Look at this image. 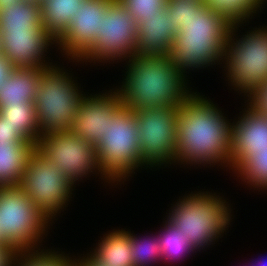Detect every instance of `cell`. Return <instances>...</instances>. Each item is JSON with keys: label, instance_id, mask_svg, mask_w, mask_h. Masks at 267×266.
I'll use <instances>...</instances> for the list:
<instances>
[{"label": "cell", "instance_id": "cell-1", "mask_svg": "<svg viewBox=\"0 0 267 266\" xmlns=\"http://www.w3.org/2000/svg\"><path fill=\"white\" fill-rule=\"evenodd\" d=\"M210 103L190 94L178 107L175 160L231 162L233 127Z\"/></svg>", "mask_w": 267, "mask_h": 266}, {"label": "cell", "instance_id": "cell-2", "mask_svg": "<svg viewBox=\"0 0 267 266\" xmlns=\"http://www.w3.org/2000/svg\"><path fill=\"white\" fill-rule=\"evenodd\" d=\"M124 89L123 105L133 112L143 108L180 107L190 94L184 90L181 73L169 54L132 57Z\"/></svg>", "mask_w": 267, "mask_h": 266}, {"label": "cell", "instance_id": "cell-3", "mask_svg": "<svg viewBox=\"0 0 267 266\" xmlns=\"http://www.w3.org/2000/svg\"><path fill=\"white\" fill-rule=\"evenodd\" d=\"M135 117V112L122 104L110 116L106 133L95 145L101 171L110 179H122L126 173L143 163Z\"/></svg>", "mask_w": 267, "mask_h": 266}, {"label": "cell", "instance_id": "cell-4", "mask_svg": "<svg viewBox=\"0 0 267 266\" xmlns=\"http://www.w3.org/2000/svg\"><path fill=\"white\" fill-rule=\"evenodd\" d=\"M71 79L50 66L38 82L34 98L37 124L43 136L72 129L79 103L83 98L76 92Z\"/></svg>", "mask_w": 267, "mask_h": 266}, {"label": "cell", "instance_id": "cell-5", "mask_svg": "<svg viewBox=\"0 0 267 266\" xmlns=\"http://www.w3.org/2000/svg\"><path fill=\"white\" fill-rule=\"evenodd\" d=\"M46 220L19 186L0 187V229L6 244L20 252L29 251L43 233Z\"/></svg>", "mask_w": 267, "mask_h": 266}, {"label": "cell", "instance_id": "cell-6", "mask_svg": "<svg viewBox=\"0 0 267 266\" xmlns=\"http://www.w3.org/2000/svg\"><path fill=\"white\" fill-rule=\"evenodd\" d=\"M225 202L212 195H196L185 198L172 211L170 222L178 227L186 241L196 249L210 243L229 222ZM174 212V213H173Z\"/></svg>", "mask_w": 267, "mask_h": 266}, {"label": "cell", "instance_id": "cell-7", "mask_svg": "<svg viewBox=\"0 0 267 266\" xmlns=\"http://www.w3.org/2000/svg\"><path fill=\"white\" fill-rule=\"evenodd\" d=\"M72 184L53 162L47 160L35 148L28 157L19 187L50 218V215L61 209L69 197Z\"/></svg>", "mask_w": 267, "mask_h": 266}, {"label": "cell", "instance_id": "cell-8", "mask_svg": "<svg viewBox=\"0 0 267 266\" xmlns=\"http://www.w3.org/2000/svg\"><path fill=\"white\" fill-rule=\"evenodd\" d=\"M177 114L178 107L143 108L135 112L143 163L153 165L175 159Z\"/></svg>", "mask_w": 267, "mask_h": 266}, {"label": "cell", "instance_id": "cell-9", "mask_svg": "<svg viewBox=\"0 0 267 266\" xmlns=\"http://www.w3.org/2000/svg\"><path fill=\"white\" fill-rule=\"evenodd\" d=\"M35 148L47 160L53 162L72 183L95 166L101 170L95 145L71 130L44 135L38 140Z\"/></svg>", "mask_w": 267, "mask_h": 266}, {"label": "cell", "instance_id": "cell-10", "mask_svg": "<svg viewBox=\"0 0 267 266\" xmlns=\"http://www.w3.org/2000/svg\"><path fill=\"white\" fill-rule=\"evenodd\" d=\"M231 33L226 47L231 46L232 49L226 48L224 51V54H228L227 61L230 60L228 69L233 80L231 82L251 95L267 81V31L252 32L238 44L234 43L236 46L230 45Z\"/></svg>", "mask_w": 267, "mask_h": 266}, {"label": "cell", "instance_id": "cell-11", "mask_svg": "<svg viewBox=\"0 0 267 266\" xmlns=\"http://www.w3.org/2000/svg\"><path fill=\"white\" fill-rule=\"evenodd\" d=\"M137 22L119 0H112L101 20L100 33L96 42L82 56L88 58L110 59L120 55L135 53ZM133 52V53H132Z\"/></svg>", "mask_w": 267, "mask_h": 266}, {"label": "cell", "instance_id": "cell-12", "mask_svg": "<svg viewBox=\"0 0 267 266\" xmlns=\"http://www.w3.org/2000/svg\"><path fill=\"white\" fill-rule=\"evenodd\" d=\"M53 39L42 22L31 29L0 30V53L15 69L48 68L40 64V57Z\"/></svg>", "mask_w": 267, "mask_h": 266}, {"label": "cell", "instance_id": "cell-13", "mask_svg": "<svg viewBox=\"0 0 267 266\" xmlns=\"http://www.w3.org/2000/svg\"><path fill=\"white\" fill-rule=\"evenodd\" d=\"M112 0H84L68 29L58 39L63 50L72 57H81L96 42L103 16Z\"/></svg>", "mask_w": 267, "mask_h": 266}, {"label": "cell", "instance_id": "cell-14", "mask_svg": "<svg viewBox=\"0 0 267 266\" xmlns=\"http://www.w3.org/2000/svg\"><path fill=\"white\" fill-rule=\"evenodd\" d=\"M118 92V93H117ZM112 95L92 98L83 97L71 131L85 141L96 145L106 133L108 121L123 104L119 91Z\"/></svg>", "mask_w": 267, "mask_h": 266}, {"label": "cell", "instance_id": "cell-15", "mask_svg": "<svg viewBox=\"0 0 267 266\" xmlns=\"http://www.w3.org/2000/svg\"><path fill=\"white\" fill-rule=\"evenodd\" d=\"M225 47L215 38L198 35H175L170 57L177 69L200 67L224 56Z\"/></svg>", "mask_w": 267, "mask_h": 266}, {"label": "cell", "instance_id": "cell-16", "mask_svg": "<svg viewBox=\"0 0 267 266\" xmlns=\"http://www.w3.org/2000/svg\"><path fill=\"white\" fill-rule=\"evenodd\" d=\"M247 114L232 126L231 163L236 167L243 159L267 148V116L249 108Z\"/></svg>", "mask_w": 267, "mask_h": 266}, {"label": "cell", "instance_id": "cell-17", "mask_svg": "<svg viewBox=\"0 0 267 266\" xmlns=\"http://www.w3.org/2000/svg\"><path fill=\"white\" fill-rule=\"evenodd\" d=\"M178 29L167 16L165 9L158 15L137 23L135 53L140 55H167L173 47Z\"/></svg>", "mask_w": 267, "mask_h": 266}, {"label": "cell", "instance_id": "cell-18", "mask_svg": "<svg viewBox=\"0 0 267 266\" xmlns=\"http://www.w3.org/2000/svg\"><path fill=\"white\" fill-rule=\"evenodd\" d=\"M47 68L14 69L0 88V109L33 102L43 72Z\"/></svg>", "mask_w": 267, "mask_h": 266}, {"label": "cell", "instance_id": "cell-19", "mask_svg": "<svg viewBox=\"0 0 267 266\" xmlns=\"http://www.w3.org/2000/svg\"><path fill=\"white\" fill-rule=\"evenodd\" d=\"M35 144L0 142V187L19 186Z\"/></svg>", "mask_w": 267, "mask_h": 266}, {"label": "cell", "instance_id": "cell-20", "mask_svg": "<svg viewBox=\"0 0 267 266\" xmlns=\"http://www.w3.org/2000/svg\"><path fill=\"white\" fill-rule=\"evenodd\" d=\"M233 24L226 16L205 6L185 24L179 35H198L215 37L225 48Z\"/></svg>", "mask_w": 267, "mask_h": 266}, {"label": "cell", "instance_id": "cell-21", "mask_svg": "<svg viewBox=\"0 0 267 266\" xmlns=\"http://www.w3.org/2000/svg\"><path fill=\"white\" fill-rule=\"evenodd\" d=\"M84 0H42L41 19L44 29L57 41L68 29Z\"/></svg>", "mask_w": 267, "mask_h": 266}, {"label": "cell", "instance_id": "cell-22", "mask_svg": "<svg viewBox=\"0 0 267 266\" xmlns=\"http://www.w3.org/2000/svg\"><path fill=\"white\" fill-rule=\"evenodd\" d=\"M99 245L97 251L93 254L97 261H101L107 266H134L128 232H112Z\"/></svg>", "mask_w": 267, "mask_h": 266}, {"label": "cell", "instance_id": "cell-23", "mask_svg": "<svg viewBox=\"0 0 267 266\" xmlns=\"http://www.w3.org/2000/svg\"><path fill=\"white\" fill-rule=\"evenodd\" d=\"M0 114L25 141L37 144L42 135H39L40 131L38 132L40 128L37 124L34 102L2 107Z\"/></svg>", "mask_w": 267, "mask_h": 266}, {"label": "cell", "instance_id": "cell-24", "mask_svg": "<svg viewBox=\"0 0 267 266\" xmlns=\"http://www.w3.org/2000/svg\"><path fill=\"white\" fill-rule=\"evenodd\" d=\"M42 22L40 3L22 0L0 10V30L31 29Z\"/></svg>", "mask_w": 267, "mask_h": 266}, {"label": "cell", "instance_id": "cell-25", "mask_svg": "<svg viewBox=\"0 0 267 266\" xmlns=\"http://www.w3.org/2000/svg\"><path fill=\"white\" fill-rule=\"evenodd\" d=\"M205 5L215 12L226 16L233 24L244 20L255 8L262 4V0H204Z\"/></svg>", "mask_w": 267, "mask_h": 266}, {"label": "cell", "instance_id": "cell-26", "mask_svg": "<svg viewBox=\"0 0 267 266\" xmlns=\"http://www.w3.org/2000/svg\"><path fill=\"white\" fill-rule=\"evenodd\" d=\"M237 170L245 176L250 183L256 186L267 187V148L256 151V155L243 159Z\"/></svg>", "mask_w": 267, "mask_h": 266}, {"label": "cell", "instance_id": "cell-27", "mask_svg": "<svg viewBox=\"0 0 267 266\" xmlns=\"http://www.w3.org/2000/svg\"><path fill=\"white\" fill-rule=\"evenodd\" d=\"M205 6L204 0H167L165 12L180 32Z\"/></svg>", "mask_w": 267, "mask_h": 266}, {"label": "cell", "instance_id": "cell-28", "mask_svg": "<svg viewBox=\"0 0 267 266\" xmlns=\"http://www.w3.org/2000/svg\"><path fill=\"white\" fill-rule=\"evenodd\" d=\"M165 231L161 237H159V244L162 248V258H174V256L182 255L189 250L195 249L189 241H186L185 235L179 231L178 227L172 224L170 221L168 227H165Z\"/></svg>", "mask_w": 267, "mask_h": 266}, {"label": "cell", "instance_id": "cell-29", "mask_svg": "<svg viewBox=\"0 0 267 266\" xmlns=\"http://www.w3.org/2000/svg\"><path fill=\"white\" fill-rule=\"evenodd\" d=\"M145 240L139 241L137 237H133L130 234V244L132 248L131 256L134 266H143L144 263L152 261V259L162 258V248L159 244V240ZM157 257V258H156ZM148 260V261H147Z\"/></svg>", "mask_w": 267, "mask_h": 266}, {"label": "cell", "instance_id": "cell-30", "mask_svg": "<svg viewBox=\"0 0 267 266\" xmlns=\"http://www.w3.org/2000/svg\"><path fill=\"white\" fill-rule=\"evenodd\" d=\"M129 11L135 21L145 22L148 17L158 15V12L166 7L167 0H119Z\"/></svg>", "mask_w": 267, "mask_h": 266}, {"label": "cell", "instance_id": "cell-31", "mask_svg": "<svg viewBox=\"0 0 267 266\" xmlns=\"http://www.w3.org/2000/svg\"><path fill=\"white\" fill-rule=\"evenodd\" d=\"M27 257L21 266H75L74 262H70L72 260L50 252L48 254L42 253L41 255L36 253V255L33 254L31 257Z\"/></svg>", "mask_w": 267, "mask_h": 266}, {"label": "cell", "instance_id": "cell-32", "mask_svg": "<svg viewBox=\"0 0 267 266\" xmlns=\"http://www.w3.org/2000/svg\"><path fill=\"white\" fill-rule=\"evenodd\" d=\"M251 95L252 102L249 105L255 111L267 116V81L264 82L259 89H256Z\"/></svg>", "mask_w": 267, "mask_h": 266}, {"label": "cell", "instance_id": "cell-33", "mask_svg": "<svg viewBox=\"0 0 267 266\" xmlns=\"http://www.w3.org/2000/svg\"><path fill=\"white\" fill-rule=\"evenodd\" d=\"M7 121L0 114V142L30 143L25 141Z\"/></svg>", "mask_w": 267, "mask_h": 266}, {"label": "cell", "instance_id": "cell-34", "mask_svg": "<svg viewBox=\"0 0 267 266\" xmlns=\"http://www.w3.org/2000/svg\"><path fill=\"white\" fill-rule=\"evenodd\" d=\"M16 253L20 251L10 244H0V266H11Z\"/></svg>", "mask_w": 267, "mask_h": 266}, {"label": "cell", "instance_id": "cell-35", "mask_svg": "<svg viewBox=\"0 0 267 266\" xmlns=\"http://www.w3.org/2000/svg\"><path fill=\"white\" fill-rule=\"evenodd\" d=\"M14 69L11 62L0 53V88L7 82Z\"/></svg>", "mask_w": 267, "mask_h": 266}, {"label": "cell", "instance_id": "cell-36", "mask_svg": "<svg viewBox=\"0 0 267 266\" xmlns=\"http://www.w3.org/2000/svg\"><path fill=\"white\" fill-rule=\"evenodd\" d=\"M75 266H107V264L102 263L101 261H97L93 256L88 259H85V261H80V263L74 262Z\"/></svg>", "mask_w": 267, "mask_h": 266}, {"label": "cell", "instance_id": "cell-37", "mask_svg": "<svg viewBox=\"0 0 267 266\" xmlns=\"http://www.w3.org/2000/svg\"><path fill=\"white\" fill-rule=\"evenodd\" d=\"M22 0H0V10L4 9L5 6L10 5H17L18 2H21Z\"/></svg>", "mask_w": 267, "mask_h": 266}, {"label": "cell", "instance_id": "cell-38", "mask_svg": "<svg viewBox=\"0 0 267 266\" xmlns=\"http://www.w3.org/2000/svg\"><path fill=\"white\" fill-rule=\"evenodd\" d=\"M0 244H6L5 238L1 235V229H0Z\"/></svg>", "mask_w": 267, "mask_h": 266}, {"label": "cell", "instance_id": "cell-39", "mask_svg": "<svg viewBox=\"0 0 267 266\" xmlns=\"http://www.w3.org/2000/svg\"><path fill=\"white\" fill-rule=\"evenodd\" d=\"M27 1H34V2L40 3L42 0H27Z\"/></svg>", "mask_w": 267, "mask_h": 266}]
</instances>
